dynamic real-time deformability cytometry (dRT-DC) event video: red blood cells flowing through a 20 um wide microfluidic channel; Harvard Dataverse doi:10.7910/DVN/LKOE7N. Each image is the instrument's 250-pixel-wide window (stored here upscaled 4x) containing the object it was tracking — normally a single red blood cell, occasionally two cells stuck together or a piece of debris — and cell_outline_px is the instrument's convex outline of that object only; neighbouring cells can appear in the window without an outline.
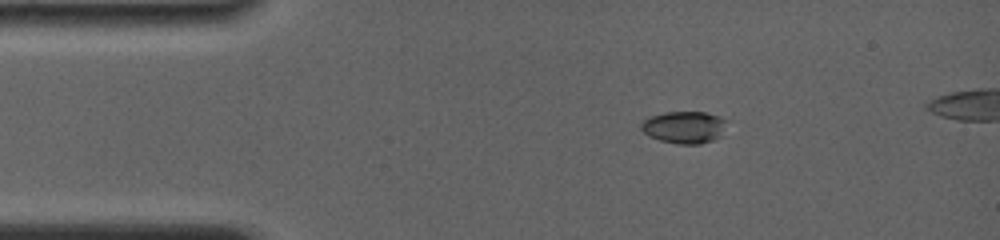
{"species": "common noctule bat (a hibernating species)", "species_latin": "Nyctalus noctula", "temperature_condition": "room temperature", "stored_images_in_passage": 3, "camera_frame_rate_fps": 4000, "um_per_image_px": 0.085, "animal": {"sex": "female", "body_mass_g": 19.0, "forearm_length_mm": 56.7}, "frame": {"image": 1, "passage_image": 1, "time_ms": 0.0, "image_size_px": [1000, 240], "cell_outline_px": [[728, 120], [720, 136], [712, 140], [700, 144], [680, 144], [660, 140], [648, 136], [640, 128], [640, 124], [644, 120], [652, 116], [664, 112], [704, 112], [720, 116]], "centroid_in_image_um": [58.16, 10.81], "position_along_channel_um": 26.8, "area_um2": 16.01}}